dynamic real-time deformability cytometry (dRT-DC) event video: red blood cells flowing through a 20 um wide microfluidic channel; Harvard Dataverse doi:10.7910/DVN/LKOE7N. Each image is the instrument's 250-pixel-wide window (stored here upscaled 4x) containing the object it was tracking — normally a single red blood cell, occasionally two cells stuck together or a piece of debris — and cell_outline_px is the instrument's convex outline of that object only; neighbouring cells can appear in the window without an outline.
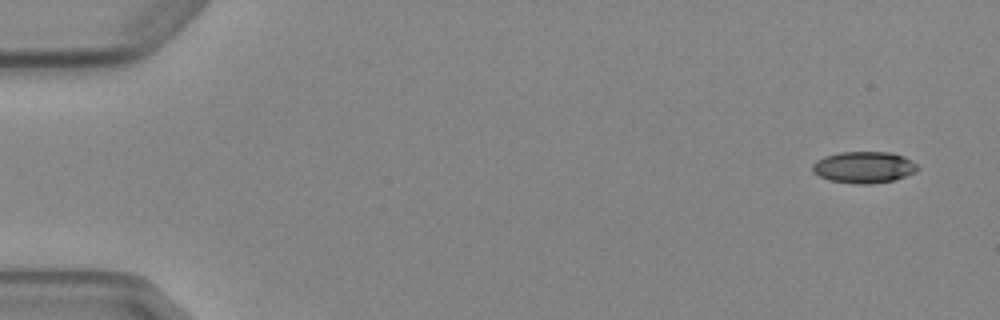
{"species": "Egyptian fruit bat (a non-hibernating species)", "species_latin": "Rousettus aegyptiacus", "temperature_condition": "cold", "stored_images_in_passage": 6, "camera_frame_rate_fps": 3000, "um_per_image_px": 0.085, "animal": {"sex": "female"}, "frame": {"image": 1, "passage_image": 1, "time_ms": 0.0, "image_size_px": [1000, 320], "cell_outline_px": [[920, 168], [916, 172], [892, 180], [868, 184], [860, 184], [828, 180], [812, 172], [812, 164], [816, 160], [824, 156], [840, 152], [888, 152], [904, 156], [916, 164]], "centroid_in_image_um": [73.4, 14.21], "position_along_channel_um": 11.6, "area_um2": 19.25}}
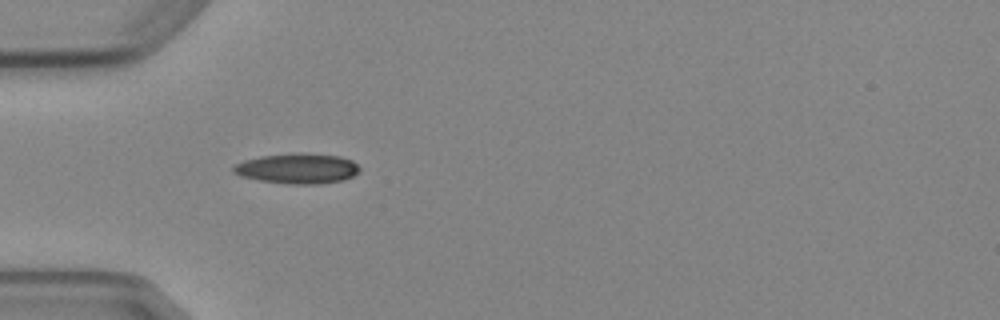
{"frame": {"image": 2, "passage_image": 5, "time_ms": 4.667, "image_size_px": [1000, 320], "cell_outline_px": [[360, 172], [344, 180], [320, 184], [292, 184], [260, 180], [240, 176], [232, 172], [232, 168], [236, 164], [244, 160], [260, 156], [296, 152], [300, 152], [340, 156], [352, 160], [360, 168]], "centroid_in_image_um": [25.3, 14.31], "position_along_channel_um": 59.7, "area_um2": 22.43}}
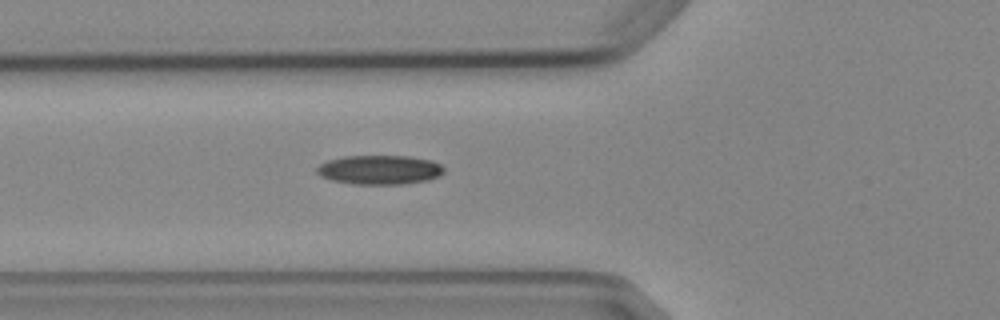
{"frame": {"image": 3, "passage_image": 6, "time_ms": 5.667, "image_size_px": [1000, 320], "cell_outline_px": [[444, 172], [440, 176], [428, 180], [400, 184], [352, 184], [332, 180], [320, 176], [316, 172], [316, 168], [320, 164], [328, 160], [344, 156], [408, 156], [432, 160], [440, 164], [444, 168]], "centroid_in_image_um": [32.27, 14.43], "position_along_channel_um": 93.5, "area_um2": 21.73}}